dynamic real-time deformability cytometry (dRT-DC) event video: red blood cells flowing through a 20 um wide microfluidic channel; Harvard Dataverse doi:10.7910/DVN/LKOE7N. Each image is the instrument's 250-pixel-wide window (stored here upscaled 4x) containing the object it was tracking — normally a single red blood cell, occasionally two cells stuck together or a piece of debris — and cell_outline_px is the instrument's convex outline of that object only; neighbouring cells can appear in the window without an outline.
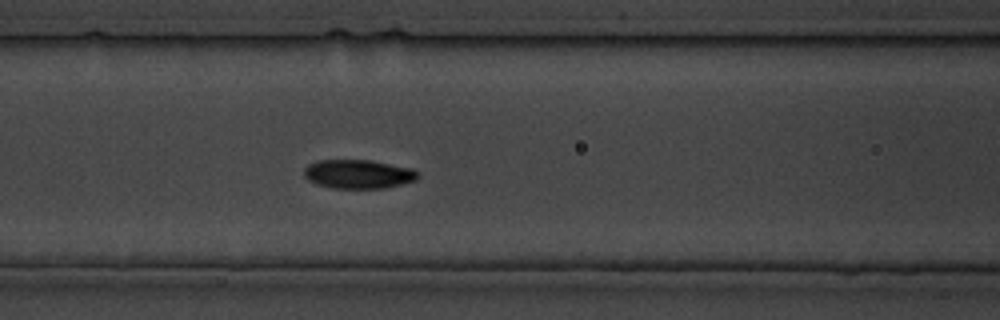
{"species": "common noctule bat (a hibernating species)", "species_latin": "Nyctalus noctula", "temperature_condition": "cold", "stored_images_in_passage": 10, "camera_frame_rate_fps": 3000, "um_per_image_px": 0.085, "animal": {"sex": "male", "body_mass_g": 19.5, "forearm_length_mm": 54.6}, "frame": {"image": 1, "passage_image": 9, "time_ms": 9.333, "image_size_px": [1000, 320], "cell_outline_px": [[420, 176], [416, 180], [384, 188], [332, 188], [316, 184], [308, 180], [304, 176], [304, 168], [308, 164], [316, 160], [372, 160], [412, 168], [420, 172]], "centroid_in_image_um": [30.46, 14.79], "position_along_channel_um": 136.1, "area_um2": 19.36}}